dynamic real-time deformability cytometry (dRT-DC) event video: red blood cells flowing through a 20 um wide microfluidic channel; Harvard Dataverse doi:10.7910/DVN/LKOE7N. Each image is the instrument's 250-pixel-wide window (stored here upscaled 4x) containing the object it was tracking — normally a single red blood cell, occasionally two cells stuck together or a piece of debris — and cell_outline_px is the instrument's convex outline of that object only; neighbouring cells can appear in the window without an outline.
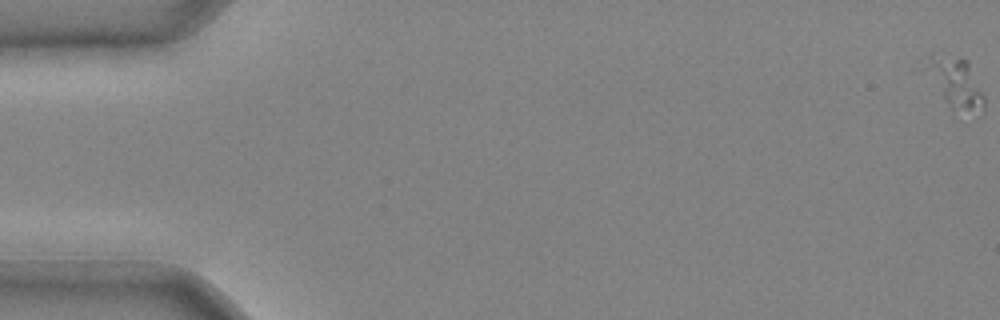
{"species": "common noctule bat (a hibernating species)", "species_latin": "Nyctalus noctula", "temperature_condition": "cold", "stored_images_in_passage": 13, "camera_frame_rate_fps": 3000, "um_per_image_px": 0.085, "animal": {"sex": "male", "body_mass_g": 20.4}, "frame": {"image": 1, "passage_image": 1, "time_ms": 0.0, "image_size_px": [1000, 320], "cell_outline_px": [[984, 108], [960, 120], [920, 68], [916, 60], [932, 52], [968, 60], [984, 96]], "centroid_in_image_um": [81.08, 7.03], "position_along_channel_um": 3.9, "area_um2": 18.73}}
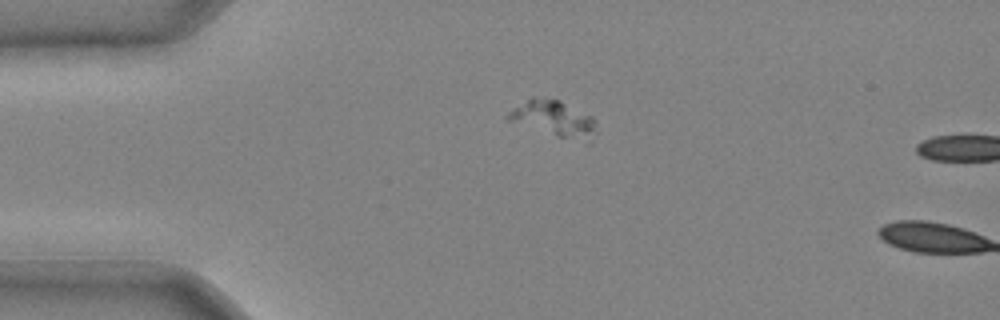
{"frame": {"image": 2, "passage_image": 12, "time_ms": 3.667, "image_size_px": [1000, 320], "cell_outline_px": [[596, 132], [592, 140], [556, 136], [508, 120], [504, 116], [512, 108], [532, 96], [560, 100], [592, 116], [596, 120]], "centroid_in_image_um": [47.06, 10.04], "position_along_channel_um": 37.9, "area_um2": 18.21}}